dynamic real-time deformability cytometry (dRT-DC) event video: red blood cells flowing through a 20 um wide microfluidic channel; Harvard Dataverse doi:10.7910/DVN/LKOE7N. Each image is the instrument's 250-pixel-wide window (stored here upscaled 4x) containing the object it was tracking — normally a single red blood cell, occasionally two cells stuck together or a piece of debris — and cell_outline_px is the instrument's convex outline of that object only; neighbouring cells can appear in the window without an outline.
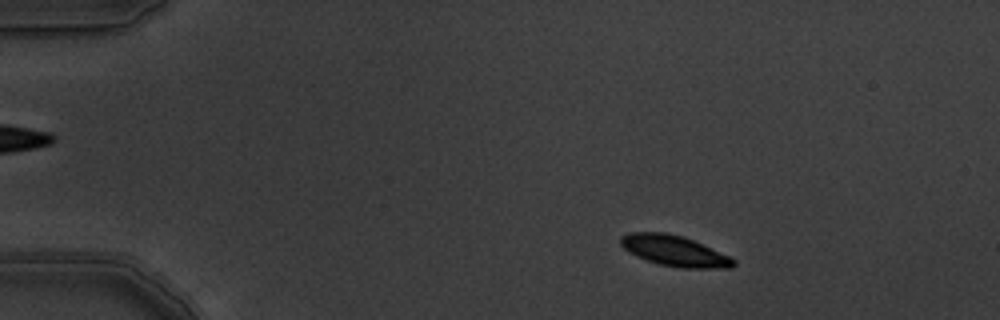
{"species": "common noctule bat (a hibernating species)", "species_latin": "Nyctalus noctula", "temperature_condition": "warm", "stored_images_in_passage": 4, "camera_frame_rate_fps": 3000, "um_per_image_px": 0.085, "animal": {"sex": "male", "body_mass_g": 19.5, "forearm_length_mm": 54.6}, "frame": {"image": 1, "passage_image": 2, "time_ms": 0.333, "image_size_px": [1000, 320], "cell_outline_px": [[736, 264], [732, 268], [680, 268], [660, 264], [636, 256], [628, 252], [620, 244], [620, 236], [628, 232], [668, 232], [684, 236], [732, 256], [736, 260]], "centroid_in_image_um": [57.36, 21.31], "position_along_channel_um": 27.6, "area_um2": 20.52}}